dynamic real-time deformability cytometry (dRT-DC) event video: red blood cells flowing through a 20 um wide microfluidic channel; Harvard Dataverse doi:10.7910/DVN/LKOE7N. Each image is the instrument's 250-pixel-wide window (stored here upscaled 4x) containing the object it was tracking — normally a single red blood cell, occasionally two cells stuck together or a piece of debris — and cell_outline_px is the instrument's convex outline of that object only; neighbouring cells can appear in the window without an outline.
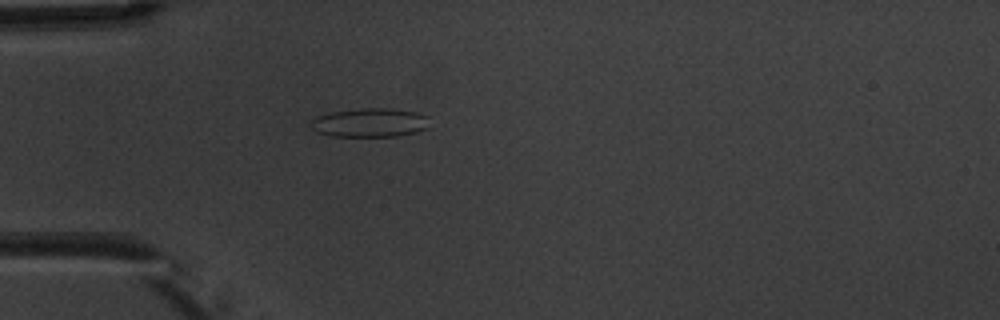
{"species": "common noctule bat (a hibernating species)", "species_latin": "Nyctalus noctula", "temperature_condition": "warm", "stored_images_in_passage": 1, "camera_frame_rate_fps": 3000, "um_per_image_px": 0.085, "animal": {"sex": "male", "body_mass_g": 20.1, "forearm_length_mm": 53.5}, "frame": {"image": 1, "passage_image": 1, "time_ms": 0.0, "image_size_px": [1000, 320], "cell_outline_px": [[428, 128], [416, 132], [396, 136], [332, 136], [316, 132], [308, 124], [316, 116], [332, 112], [364, 108], [384, 108], [416, 112], [428, 116]], "centroid_in_image_um": [31.42, 10.43], "position_along_channel_um": 53.6, "area_um2": 19.94}}